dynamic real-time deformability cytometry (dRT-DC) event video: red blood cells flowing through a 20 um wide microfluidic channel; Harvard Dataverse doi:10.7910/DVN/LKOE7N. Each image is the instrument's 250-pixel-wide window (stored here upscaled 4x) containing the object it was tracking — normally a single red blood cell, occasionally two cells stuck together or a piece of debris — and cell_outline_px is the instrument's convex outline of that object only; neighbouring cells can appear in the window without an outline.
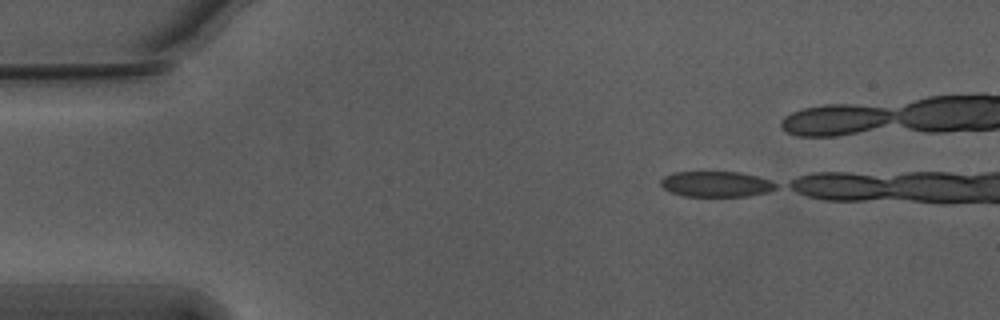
{"species": "Egyptian fruit bat (a non-hibernating species)", "species_latin": "Rousettus aegyptiacus", "temperature_condition": "warm", "stored_images_in_passage": 37, "camera_frame_rate_fps": 3000, "um_per_image_px": 0.085, "animal": {"sex": "male"}, "frame": {"image": 1, "passage_image": 1, "time_ms": 0.0, "image_size_px": [1000, 320], "cell_outline_px": [[776, 188], [768, 192], [748, 196], [684, 196], [668, 192], [660, 184], [660, 180], [664, 176], [672, 172], [740, 172], [756, 176], [768, 180], [776, 184]], "centroid_in_image_um": [60.82, 15.65], "position_along_channel_um": 24.2, "area_um2": 17.17}}
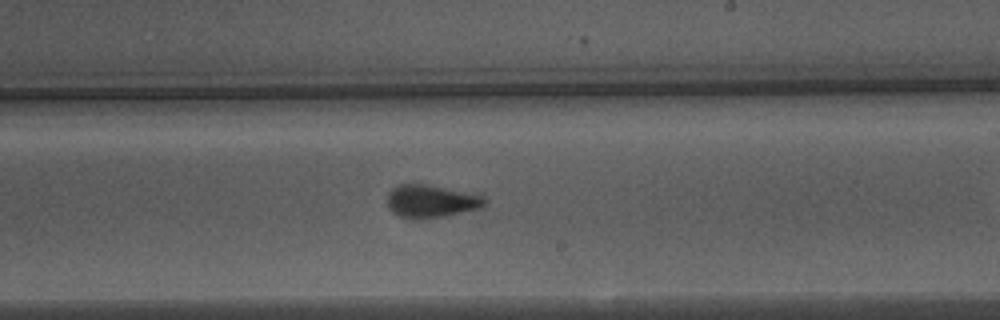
{"frame": {"image": 2, "passage_image": 25, "time_ms": 8.0, "image_size_px": [1000, 320], "cell_outline_px": [[488, 200], [484, 208], [424, 220], [412, 220], [400, 216], [392, 212], [388, 208], [388, 192], [392, 188], [400, 184], [424, 184], [484, 196]], "centroid_in_image_um": [36.65, 17.14], "position_along_channel_um": 252.4, "area_um2": 18.84}}
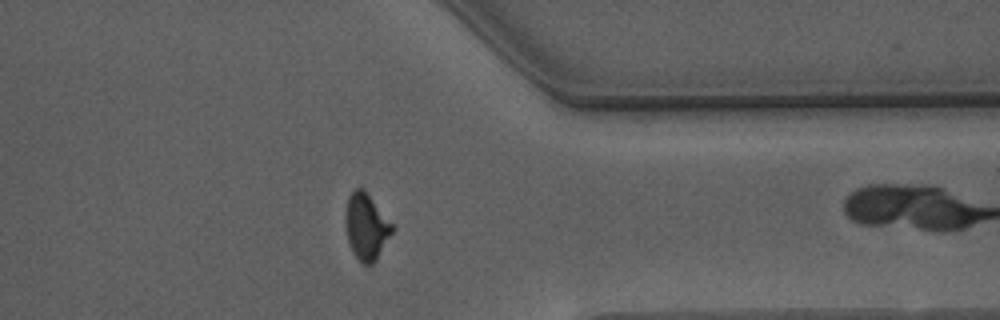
{"frame": {"image": 3, "passage_image": 36, "time_ms": 11.667, "image_size_px": [1000, 320], "cell_outline_px": [[396, 228], [376, 260], [372, 264], [364, 264], [352, 252], [348, 240], [344, 224], [344, 220], [348, 196], [356, 188], [364, 188]], "centroid_in_image_um": [31.14, 19.25], "position_along_channel_um": 380.3, "area_um2": 18.21}}